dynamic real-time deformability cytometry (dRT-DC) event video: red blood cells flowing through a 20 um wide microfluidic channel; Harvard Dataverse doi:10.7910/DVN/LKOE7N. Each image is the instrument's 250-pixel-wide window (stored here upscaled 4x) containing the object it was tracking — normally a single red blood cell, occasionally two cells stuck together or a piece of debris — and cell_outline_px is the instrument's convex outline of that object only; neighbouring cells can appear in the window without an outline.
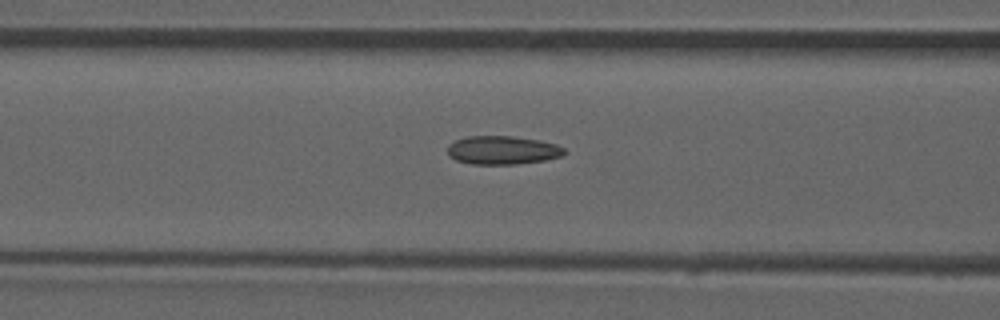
{"species": "common noctule bat (a hibernating species)", "species_latin": "Nyctalus noctula", "temperature_condition": "room temperature", "stored_images_in_passage": 47, "camera_frame_rate_fps": 3000, "um_per_image_px": 0.085, "animal": {"sex": "male", "forearm_length_mm": 52.5}, "frame": {"image": 1, "passage_image": 21, "time_ms": 6.667, "image_size_px": [1000, 320], "cell_outline_px": [[564, 152], [560, 156], [544, 160], [516, 164], [472, 164], [456, 160], [448, 156], [448, 144], [456, 140], [468, 136], [512, 136], [540, 140], [556, 144], [564, 148]], "centroid_in_image_um": [42.68, 12.76], "position_along_channel_um": 123.9, "area_um2": 19.31}}